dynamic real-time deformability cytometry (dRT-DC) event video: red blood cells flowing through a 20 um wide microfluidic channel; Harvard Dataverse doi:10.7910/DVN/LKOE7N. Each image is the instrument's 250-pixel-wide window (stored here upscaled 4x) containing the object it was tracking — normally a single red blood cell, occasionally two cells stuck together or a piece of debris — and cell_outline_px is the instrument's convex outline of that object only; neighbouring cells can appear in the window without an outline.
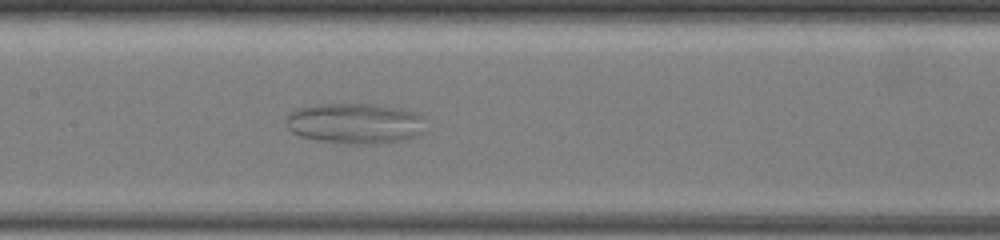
{"species": "common noctule bat (a hibernating species)", "species_latin": "Nyctalus noctula", "temperature_condition": "warm", "stored_images_in_passage": 50, "segment_of_instrument_passage": [1, 2], "camera_frame_rate_fps": 3000, "um_per_image_px": 0.085, "animal": {"sex": "female", "body_mass_g": 19.5, "forearm_length_mm": 54.1}, "frame": {"image": 1, "passage_image": 16, "time_ms": 3.333, "image_size_px": [1000, 240], "cell_outline_px": [[420, 132], [416, 136], [404, 140], [384, 144], [344, 144], [316, 140], [300, 136], [292, 132], [288, 128], [284, 120], [292, 112], [304, 108], [328, 104], [372, 104], [396, 108], [416, 112], [420, 116]], "centroid_in_image_um": [30.14, 10.52], "position_along_channel_um": 177.3, "area_um2": 32.48}}
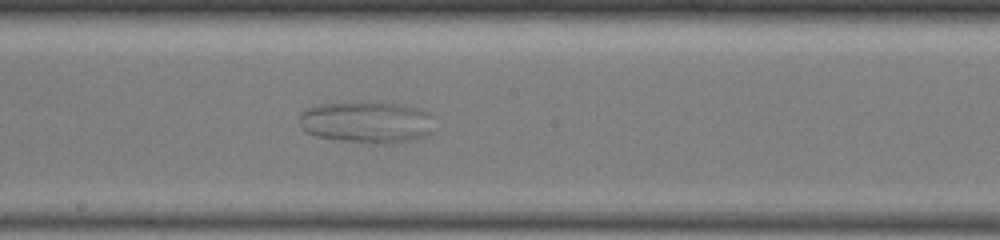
{"frame": {"image": 2, "passage_image": 19, "time_ms": 4.333, "image_size_px": [1000, 240], "cell_outline_px": [[432, 132], [428, 136], [420, 140], [392, 144], [380, 144], [340, 140], [320, 136], [308, 132], [300, 124], [300, 116], [308, 108], [324, 104], [400, 104], [416, 108], [428, 112]], "centroid_in_image_um": [31.25, 10.44], "position_along_channel_um": 216.9, "area_um2": 31.91}}
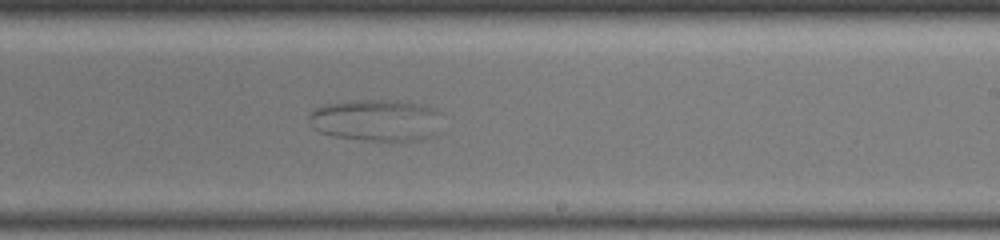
{"frame": {"image": 3, "passage_image": 24, "time_ms": 5.333, "image_size_px": [1000, 240], "cell_outline_px": [[440, 112], [436, 132], [432, 136], [420, 140], [360, 140], [336, 136], [320, 132], [312, 128], [308, 120], [308, 116], [316, 108], [324, 104], [364, 100], [384, 100], [420, 104], [432, 108]], "centroid_in_image_um": [31.94, 10.23], "position_along_channel_um": 257.1, "area_um2": 31.96}}